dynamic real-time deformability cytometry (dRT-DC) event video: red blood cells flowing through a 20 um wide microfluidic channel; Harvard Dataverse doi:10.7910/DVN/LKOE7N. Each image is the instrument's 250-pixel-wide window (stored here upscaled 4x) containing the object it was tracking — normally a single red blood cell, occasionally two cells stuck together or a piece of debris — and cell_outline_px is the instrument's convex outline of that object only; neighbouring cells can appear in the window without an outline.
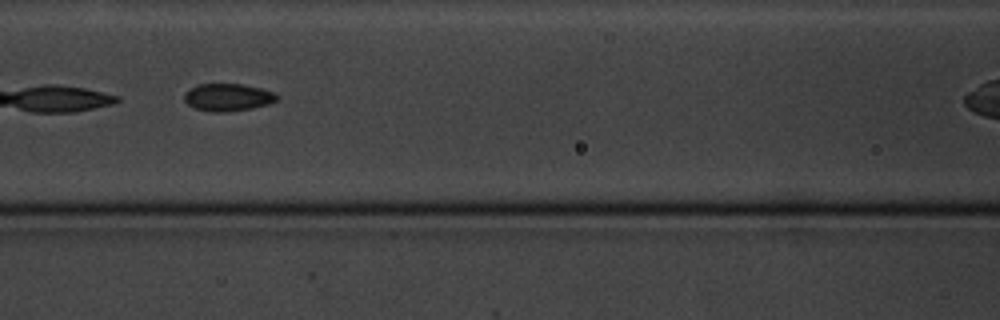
{"species": "common noctule bat (a hibernating species)", "species_latin": "Nyctalus noctula", "temperature_condition": "cold", "stored_images_in_passage": 13, "camera_frame_rate_fps": 3000, "um_per_image_px": 0.085, "animal": {"sex": "male", "body_mass_g": 20.1, "forearm_length_mm": 53.5}, "frame": {"image": 1, "passage_image": 6, "time_ms": 6.0, "image_size_px": [1000, 320], "cell_outline_px": [[276, 100], [268, 104], [252, 108], [228, 112], [212, 112], [192, 108], [184, 100], [184, 92], [196, 84], [244, 84], [260, 88], [272, 92], [276, 96]], "centroid_in_image_um": [19.29, 8.27], "position_along_channel_um": 147.3, "area_um2": 14.85}}
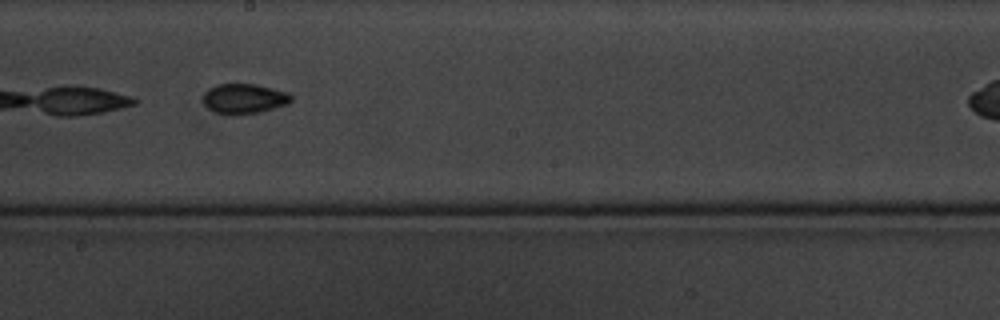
{"frame": {"image": 2, "passage_image": 8, "time_ms": 8.333, "image_size_px": [1000, 320], "cell_outline_px": [[292, 100], [288, 104], [260, 112], [236, 116], [228, 116], [216, 112], [208, 108], [204, 104], [204, 92], [208, 88], [216, 84], [256, 84], [288, 92], [292, 96]], "centroid_in_image_um": [20.74, 8.4], "position_along_channel_um": 227.5, "area_um2": 15.66}}
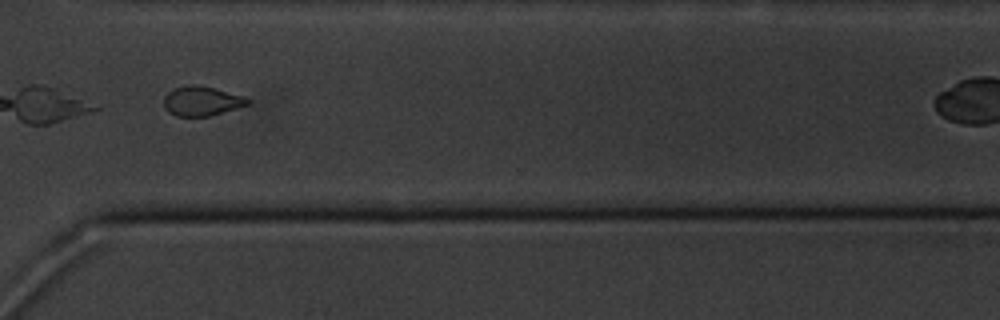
{"frame": {"image": 3, "passage_image": 11, "time_ms": 12.0, "image_size_px": [1000, 320], "cell_outline_px": [[252, 100], [248, 104], [208, 116], [176, 116], [168, 112], [164, 108], [164, 96], [172, 88], [188, 84], [196, 84], [212, 88], [240, 96]], "centroid_in_image_um": [17.05, 8.58], "position_along_channel_um": 353.5, "area_um2": 14.16}, "authors_computed_cell_mechanics": {"area_um2": 14.8546, "velocity_mm_per_s": 3.4434, "shape_relaxation_time_tau1_ms": 2.351, "shape_relaxation_time_tau2_ms": 6.3053, "deformation_change_tau1": 0.083, "deformation_change_tau2": 0.0841}}